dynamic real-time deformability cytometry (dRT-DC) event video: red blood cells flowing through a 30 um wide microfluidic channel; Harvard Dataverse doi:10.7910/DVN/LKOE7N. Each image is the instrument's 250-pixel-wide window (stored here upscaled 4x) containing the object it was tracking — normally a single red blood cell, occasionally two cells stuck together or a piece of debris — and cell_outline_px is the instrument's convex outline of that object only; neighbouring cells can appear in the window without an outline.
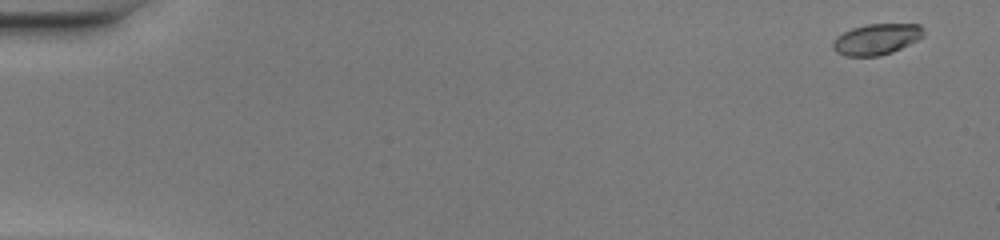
{"species": "common noctule bat (a hibernating species)", "species_latin": "Nyctalus noctula", "temperature_condition": "warm", "stored_images_in_passage": 51, "camera_frame_rate_fps": 3000, "um_per_image_px": 0.085, "animal": {"sex": "female", "body_mass_g": 20.0, "forearm_length_mm": 54.0}, "frame": {"image": 1, "passage_image": 3, "time_ms": 0.667, "image_size_px": [1000, 240], "cell_outline_px": [[924, 36], [892, 52], [880, 56], [844, 56], [836, 52], [832, 48], [832, 40], [836, 36], [852, 28], [864, 24], [920, 24], [924, 28]], "centroid_in_image_um": [74.47, 3.33], "position_along_channel_um": 10.5, "area_um2": 16.47}}
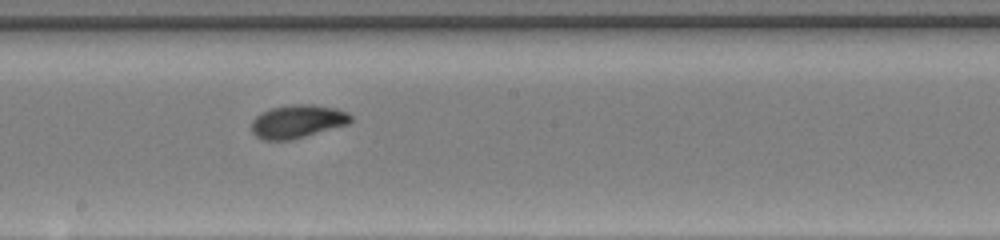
{"frame": {"image": 2, "passage_image": 30, "time_ms": 9.667, "image_size_px": [1000, 240], "cell_outline_px": [[352, 120], [348, 124], [292, 140], [264, 140], [256, 136], [252, 132], [252, 120], [260, 112], [272, 108], [292, 104], [312, 104], [336, 108], [348, 112], [352, 116]], "centroid_in_image_um": [25.29, 10.32], "position_along_channel_um": 222.9, "area_um2": 19.31}}
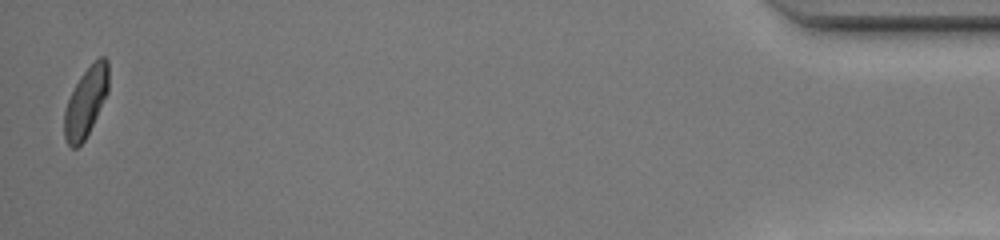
{"frame": {"image": 3, "passage_image": 51, "time_ms": 16.667, "image_size_px": [1000, 240], "cell_outline_px": [[108, 92], [84, 140], [76, 148], [72, 148], [64, 140], [64, 112], [68, 100], [80, 76], [100, 56], [104, 56], [108, 60]], "centroid_in_image_um": [7.29, 8.67], "position_along_channel_um": 427.9, "area_um2": 17.51}, "authors_computed_cell_mechanics": {"area_um2": 18.1492, "velocity_mm_per_s": 4.1577, "shape_relaxation_time_tau1_ms": 1.7832, "shape_relaxation_time_tau2_ms": 1.374, "deformation_change_tau1": 0.1412, "deformation_change_tau2": 0.0643}}